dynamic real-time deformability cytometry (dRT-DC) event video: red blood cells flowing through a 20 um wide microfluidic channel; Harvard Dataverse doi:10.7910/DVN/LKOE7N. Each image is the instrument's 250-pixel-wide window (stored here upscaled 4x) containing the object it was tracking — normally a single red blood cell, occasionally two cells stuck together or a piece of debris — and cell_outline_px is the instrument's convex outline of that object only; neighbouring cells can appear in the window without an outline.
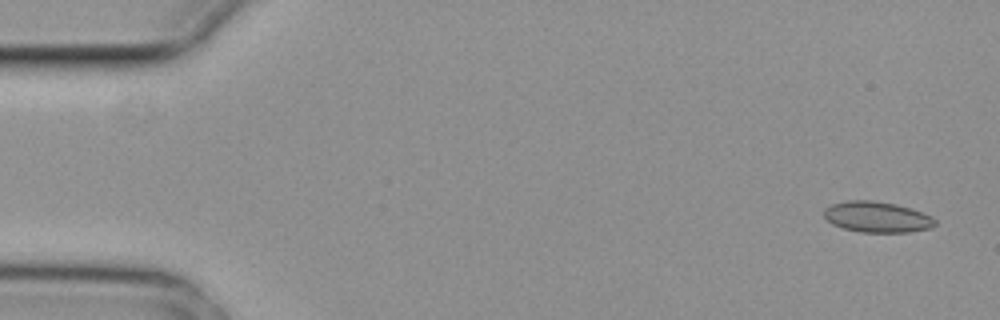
{"species": "common noctule bat (a hibernating species)", "species_latin": "Nyctalus noctula", "temperature_condition": "cold", "stored_images_in_passage": 5, "camera_frame_rate_fps": 3000, "um_per_image_px": 0.085, "animal": {"sex": "female", "body_mass_g": 29.2, "forearm_length_mm": 56.3}, "frame": {"image": 1, "passage_image": 1, "time_ms": 0.0, "image_size_px": [1000, 320], "cell_outline_px": [[936, 224], [928, 228], [908, 232], [860, 232], [844, 228], [832, 224], [824, 216], [824, 208], [832, 204], [848, 200], [872, 200], [896, 204], [932, 216], [936, 220]], "centroid_in_image_um": [74.52, 18.44], "position_along_channel_um": 10.5, "area_um2": 19.77}}
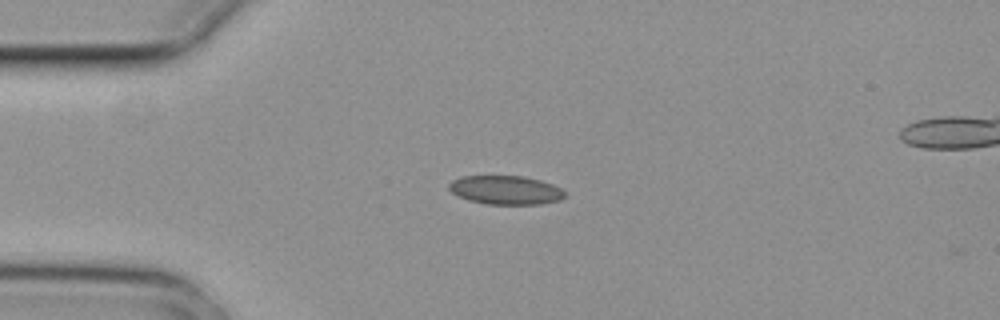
{"frame": {"image": 2, "passage_image": 4, "time_ms": 1.0, "image_size_px": [1000, 320], "cell_outline_px": [[568, 192], [560, 200], [540, 204], [488, 204], [468, 200], [452, 192], [448, 188], [448, 184], [452, 180], [460, 176], [524, 176], [540, 180], [552, 184]], "centroid_in_image_um": [42.99, 16.15], "position_along_channel_um": 42.0, "area_um2": 19.48}}